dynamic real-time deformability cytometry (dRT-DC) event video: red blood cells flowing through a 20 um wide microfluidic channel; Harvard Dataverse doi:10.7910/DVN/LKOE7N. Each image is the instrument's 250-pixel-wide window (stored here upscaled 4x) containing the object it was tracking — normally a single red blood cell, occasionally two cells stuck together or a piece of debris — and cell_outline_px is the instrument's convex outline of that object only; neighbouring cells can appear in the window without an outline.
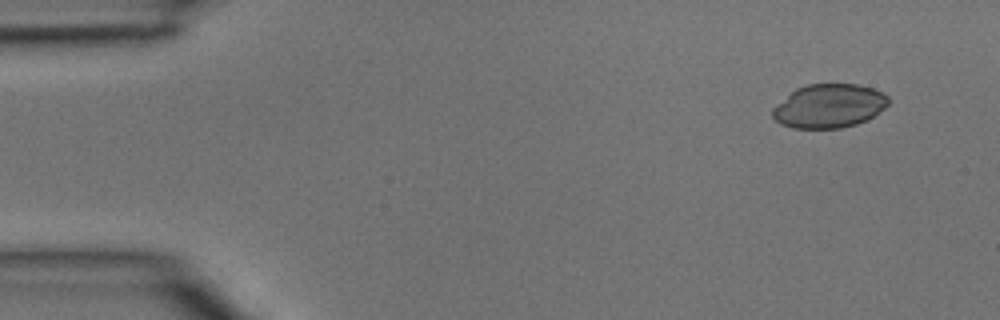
{"species": "common noctule bat (a hibernating species)", "species_latin": "Nyctalus noctula", "temperature_condition": "room temperature", "stored_images_in_passage": 3, "segment_of_instrument_passage": [2, 2], "camera_frame_rate_fps": 3000, "um_per_image_px": 0.085, "animal": {"sex": "male", "body_mass_g": 15.6}, "frame": {"image": 1, "passage_image": 3, "time_ms": 0.667, "image_size_px": [1000, 320], "cell_outline_px": [[888, 104], [884, 108], [872, 116], [856, 124], [840, 128], [792, 128], [780, 124], [772, 116], [772, 108], [796, 88], [808, 84], [856, 84], [872, 88], [888, 96]], "centroid_in_image_um": [70.44, 9.01], "position_along_channel_um": 14.6, "area_um2": 29.3}}